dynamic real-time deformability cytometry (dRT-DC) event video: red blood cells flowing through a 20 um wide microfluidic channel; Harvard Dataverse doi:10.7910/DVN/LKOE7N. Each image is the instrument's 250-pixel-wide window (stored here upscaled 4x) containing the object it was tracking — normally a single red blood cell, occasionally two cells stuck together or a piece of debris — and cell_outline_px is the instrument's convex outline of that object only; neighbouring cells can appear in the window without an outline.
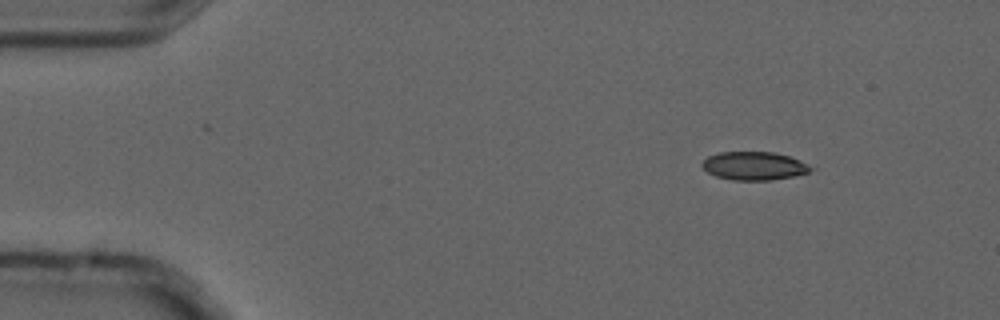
{"species": "common noctule bat (a hibernating species)", "species_latin": "Nyctalus noctula", "temperature_condition": "cold", "stored_images_in_passage": 4, "camera_frame_rate_fps": 3000, "um_per_image_px": 0.085, "animal": {"sex": "male", "forearm_length_mm": 52.5}, "frame": {"image": 1, "passage_image": 1, "time_ms": 0.0, "image_size_px": [1000, 320], "cell_outline_px": [[816, 168], [808, 172], [792, 176], [768, 180], [732, 180], [716, 176], [708, 172], [700, 164], [708, 156], [720, 152], [772, 152], [788, 156]], "centroid_in_image_um": [64.07, 14.1], "position_along_channel_um": 20.9, "area_um2": 17.69}}
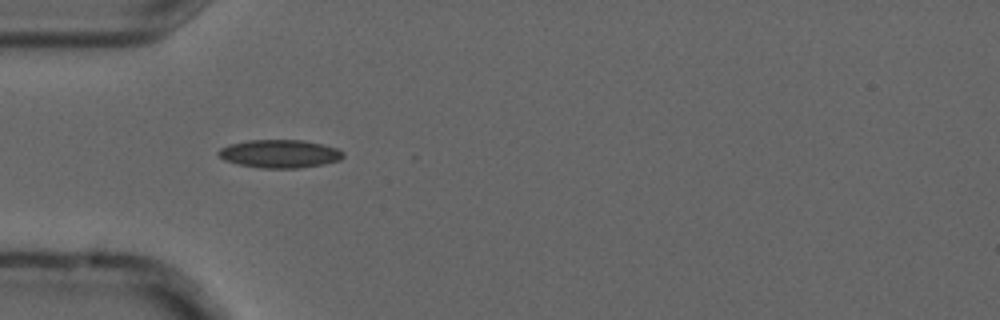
{"frame": {"image": 2, "passage_image": 3, "time_ms": 0.667, "image_size_px": [1000, 320], "cell_outline_px": [[344, 156], [340, 160], [324, 164], [300, 168], [260, 168], [240, 164], [224, 160], [216, 152], [220, 148], [228, 144], [248, 140], [304, 140], [336, 148], [344, 152]], "centroid_in_image_um": [23.77, 13.07], "position_along_channel_um": 61.2, "area_um2": 20.46}}
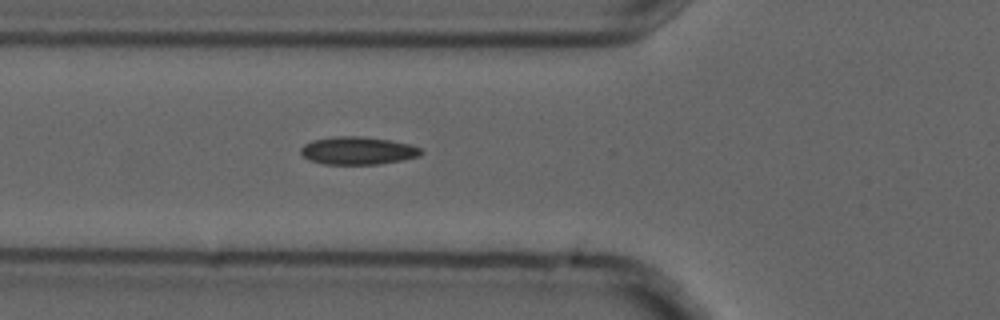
{"frame": {"image": 3, "passage_image": 4, "time_ms": 1.0, "image_size_px": [1000, 320], "cell_outline_px": [[424, 152], [420, 156], [380, 164], [324, 164], [308, 160], [300, 152], [300, 148], [304, 144], [312, 140], [332, 136], [360, 136], [388, 140], [412, 144], [420, 148]], "centroid_in_image_um": [30.4, 12.8], "position_along_channel_um": 95.4, "area_um2": 19.59}}